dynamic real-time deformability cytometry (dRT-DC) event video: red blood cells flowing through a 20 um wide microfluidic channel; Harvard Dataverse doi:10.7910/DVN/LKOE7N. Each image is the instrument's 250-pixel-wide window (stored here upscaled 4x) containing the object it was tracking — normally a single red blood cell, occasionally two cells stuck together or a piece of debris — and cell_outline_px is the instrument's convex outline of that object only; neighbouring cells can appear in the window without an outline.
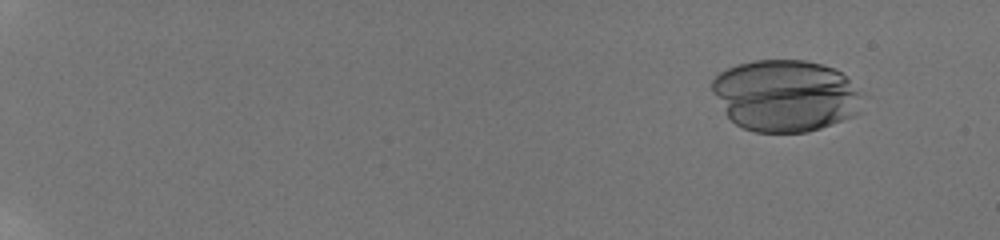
{"species": "human", "species_latin": "Homo sapiens", "temperature_condition": "room temperature", "stored_images_in_passage": 97, "camera_frame_rate_fps": 3000, "um_per_image_px": 0.085, "donor": {"sex": "male"}, "frame": {"image": 1, "passage_image": 12, "time_ms": 2.0, "image_size_px": [1000, 240], "cell_outline_px": [[860, 112], [852, 116], [832, 124], [808, 132], [756, 132], [744, 128], [736, 124], [724, 112], [712, 92], [712, 80], [720, 72], [736, 64], [752, 60], [804, 60], [820, 64], [832, 68], [840, 72], [848, 80], [856, 92]], "centroid_in_image_um": [66.68, 8.13], "position_along_channel_um": 18.3, "area_um2": 62.14}}